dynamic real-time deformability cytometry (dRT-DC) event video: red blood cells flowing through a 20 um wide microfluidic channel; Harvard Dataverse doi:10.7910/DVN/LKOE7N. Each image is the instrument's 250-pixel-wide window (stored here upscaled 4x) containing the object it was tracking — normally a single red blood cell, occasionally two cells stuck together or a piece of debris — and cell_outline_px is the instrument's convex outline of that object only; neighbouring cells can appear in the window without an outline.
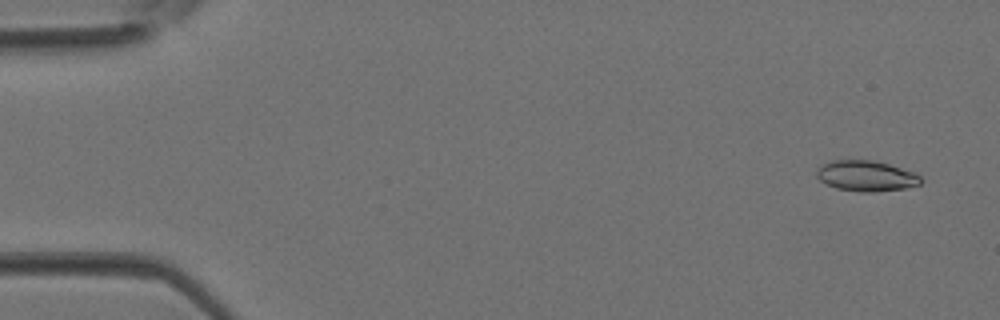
{"species": "Egyptian fruit bat (a non-hibernating species)", "species_latin": "Rousettus aegyptiacus", "temperature_condition": "room temperature", "stored_images_in_passage": 5, "camera_frame_rate_fps": 3000, "um_per_image_px": 0.085, "animal": {"sex": "female"}, "frame": {"image": 1, "passage_image": 1, "time_ms": 0.0, "image_size_px": [1000, 320], "cell_outline_px": [[924, 180], [920, 184], [904, 188], [876, 192], [860, 192], [836, 188], [820, 180], [816, 176], [816, 168], [832, 160], [872, 160], [888, 164], [912, 172], [920, 176]], "centroid_in_image_um": [73.61, 14.96], "position_along_channel_um": 11.4, "area_um2": 18.5}}
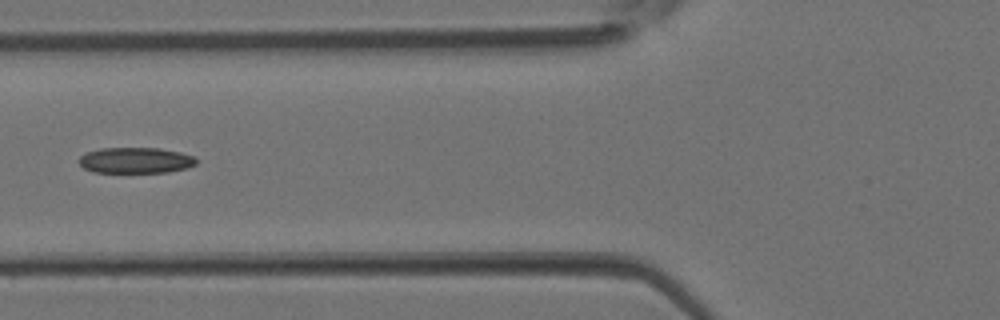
{"frame": {"image": 2, "passage_image": 5, "time_ms": 1.333, "image_size_px": [1000, 320], "cell_outline_px": [[196, 164], [188, 168], [168, 172], [92, 172], [84, 168], [76, 160], [80, 156], [88, 152], [100, 148], [160, 148], [180, 152], [196, 156]], "centroid_in_image_um": [11.53, 13.63], "position_along_channel_um": 114.3, "area_um2": 17.8}}